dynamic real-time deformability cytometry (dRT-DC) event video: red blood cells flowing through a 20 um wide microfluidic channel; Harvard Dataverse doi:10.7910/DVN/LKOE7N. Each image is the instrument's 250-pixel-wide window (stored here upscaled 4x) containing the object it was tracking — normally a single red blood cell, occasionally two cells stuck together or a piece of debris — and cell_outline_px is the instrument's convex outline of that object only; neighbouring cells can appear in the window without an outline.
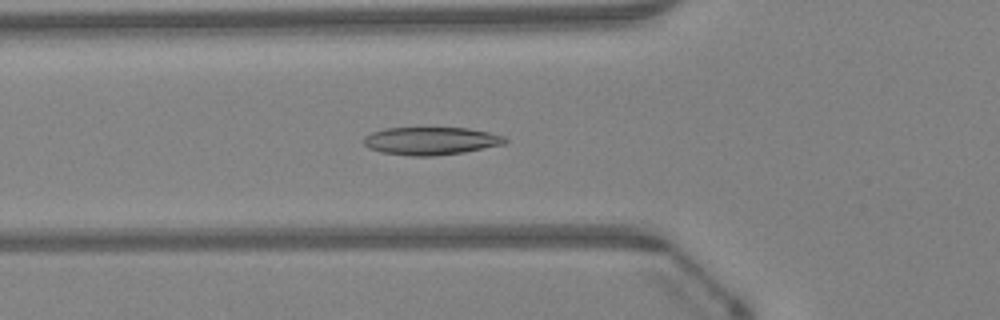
{"species": "Egyptian fruit bat (a non-hibernating species)", "species_latin": "Rousettus aegyptiacus", "temperature_condition": "warm", "stored_images_in_passage": 31, "camera_frame_rate_fps": 3000, "um_per_image_px": 0.085, "animal": {"sex": "female"}, "frame": {"image": 1, "passage_image": 2, "time_ms": 0.333, "image_size_px": [1000, 320], "cell_outline_px": [[508, 140], [504, 144], [464, 152], [432, 156], [412, 156], [380, 152], [368, 148], [364, 144], [364, 136], [372, 132], [384, 128], [468, 128], [488, 132], [504, 136]], "centroid_in_image_um": [36.6, 11.98], "position_along_channel_um": 89.2, "area_um2": 22.89}}
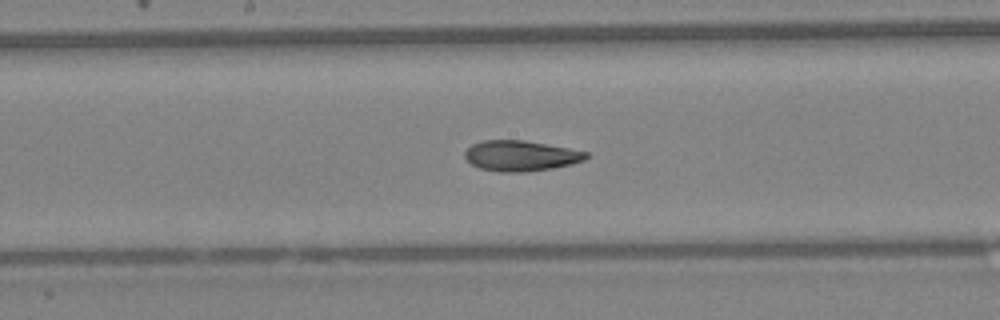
{"frame": {"image": 2, "passage_image": 10, "time_ms": 3.0, "image_size_px": [1000, 320], "cell_outline_px": [[592, 156], [584, 160], [572, 164], [524, 172], [500, 172], [480, 168], [472, 164], [464, 156], [464, 152], [472, 144], [484, 140], [524, 140], [568, 148], [588, 152]], "centroid_in_image_um": [44.27, 13.23], "position_along_channel_um": 203.9, "area_um2": 21.44}}
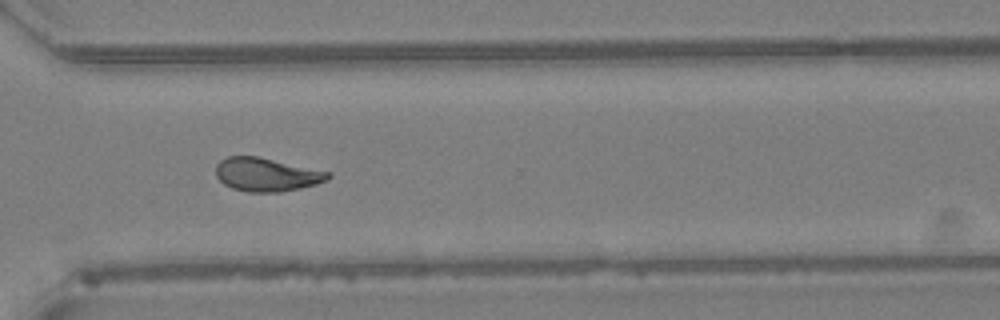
{"frame": {"image": 3, "passage_image": 20, "time_ms": 6.333, "image_size_px": [1000, 320], "cell_outline_px": [[332, 176], [328, 180], [316, 184], [300, 188], [280, 192], [248, 192], [232, 188], [224, 184], [216, 176], [216, 164], [220, 160], [228, 156], [256, 156], [332, 172]], "centroid_in_image_um": [22.67, 14.84], "position_along_channel_um": 347.9, "area_um2": 21.96}}